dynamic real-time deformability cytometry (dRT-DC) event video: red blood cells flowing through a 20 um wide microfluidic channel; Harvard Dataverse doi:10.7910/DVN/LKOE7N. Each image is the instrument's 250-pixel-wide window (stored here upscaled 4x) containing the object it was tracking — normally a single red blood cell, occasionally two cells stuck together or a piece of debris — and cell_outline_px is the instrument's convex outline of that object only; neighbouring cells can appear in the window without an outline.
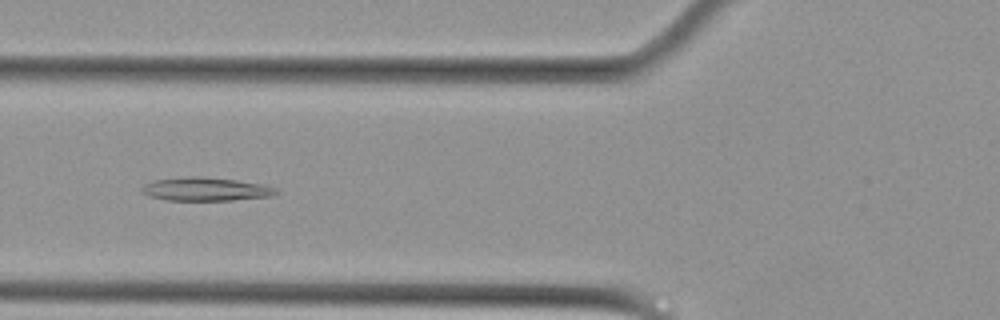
{"species": "Egyptian fruit bat (a non-hibernating species)", "species_latin": "Rousettus aegyptiacus", "temperature_condition": "cold", "stored_images_in_passage": 53, "camera_frame_rate_fps": 3000, "um_per_image_px": 0.085, "animal": {"sex": "female"}, "frame": {"image": 1, "passage_image": 20, "time_ms": 6.333, "image_size_px": [1000, 320], "cell_outline_px": [[280, 192], [272, 196], [232, 200], [164, 200], [148, 196], [140, 192], [140, 188], [144, 184], [152, 180], [188, 176], [200, 176], [236, 180], [260, 184], [276, 188]], "centroid_in_image_um": [17.42, 16.07], "position_along_channel_um": 108.4, "area_um2": 18.5}}
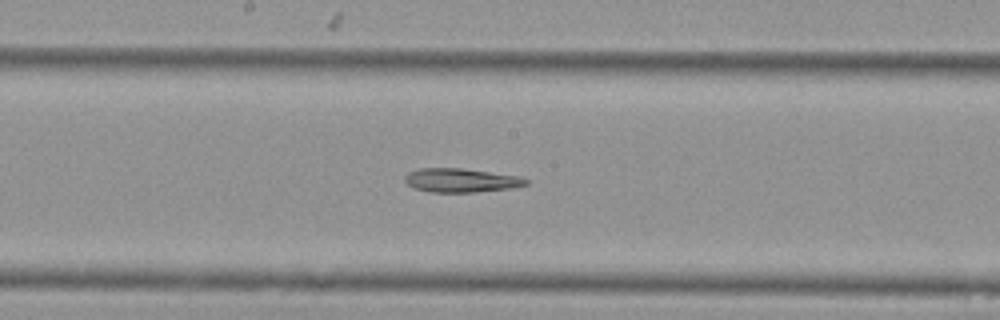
{"frame": {"image": 2, "passage_image": 28, "time_ms": 9.0, "image_size_px": [1000, 320], "cell_outline_px": [[528, 184], [512, 188], [476, 192], [428, 192], [412, 188], [404, 180], [404, 176], [408, 172], [420, 168], [460, 168], [520, 176], [528, 180]], "centroid_in_image_um": [39.16, 15.33], "position_along_channel_um": 209.0, "area_um2": 16.94}}
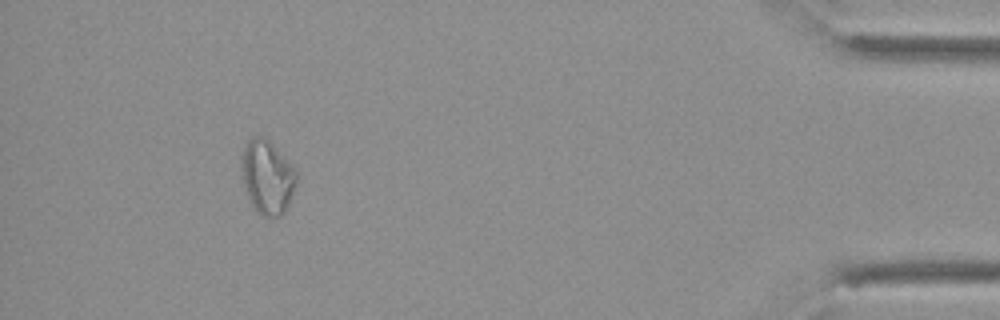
{"frame": {"image": 3, "passage_image": 49, "time_ms": 16.0, "image_size_px": [1000, 320], "cell_outline_px": [[296, 184], [288, 204], [284, 212], [280, 216], [260, 216], [256, 212], [248, 196], [240, 176], [240, 156], [248, 140], [256, 136], [264, 136], [296, 168]], "centroid_in_image_um": [22.69, 15.04], "position_along_channel_um": 412.5, "area_um2": 23.81}}